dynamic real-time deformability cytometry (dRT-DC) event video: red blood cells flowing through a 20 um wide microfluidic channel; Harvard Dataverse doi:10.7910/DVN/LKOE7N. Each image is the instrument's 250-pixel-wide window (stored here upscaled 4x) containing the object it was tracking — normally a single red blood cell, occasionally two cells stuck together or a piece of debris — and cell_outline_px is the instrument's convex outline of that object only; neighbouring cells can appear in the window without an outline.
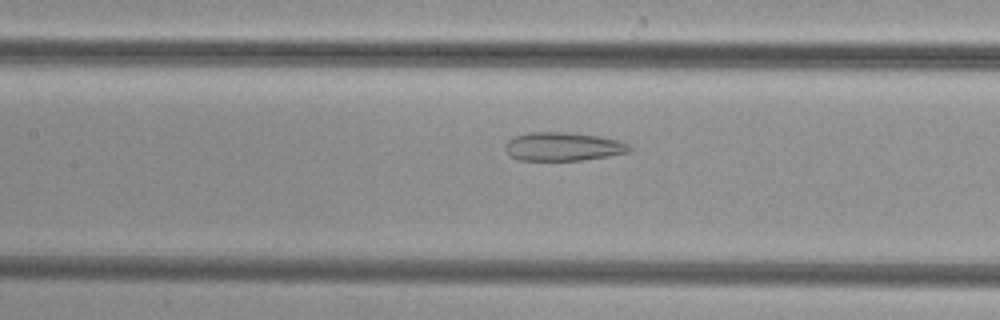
{"species": "common noctule bat (a hibernating species)", "species_latin": "Nyctalus noctula", "temperature_condition": "cold", "stored_images_in_passage": 38, "camera_frame_rate_fps": 3000, "um_per_image_px": 0.085, "animal": {"sex": "female", "body_mass_g": 29.2, "forearm_length_mm": 56.3}, "frame": {"image": 1, "passage_image": 15, "time_ms": 4.667, "image_size_px": [1000, 320], "cell_outline_px": [[632, 148], [628, 152], [608, 156], [580, 160], [520, 160], [508, 156], [504, 148], [504, 144], [508, 140], [516, 136], [528, 132], [568, 132], [600, 136], [620, 140], [628, 144]], "centroid_in_image_um": [47.83, 12.45], "position_along_channel_um": 159.6, "area_um2": 20.81}}
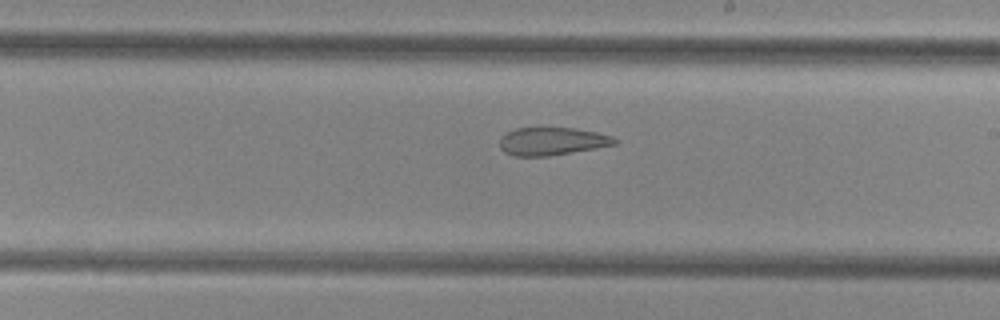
{"frame": {"image": 2, "passage_image": 21, "time_ms": 6.667, "image_size_px": [1000, 320], "cell_outline_px": [[616, 144], [596, 148], [548, 156], [516, 156], [504, 152], [500, 148], [500, 136], [516, 128], [540, 124], [576, 128], [596, 132], [612, 136], [616, 140]], "centroid_in_image_um": [46.87, 11.95], "position_along_channel_um": 242.1, "area_um2": 19.42}}
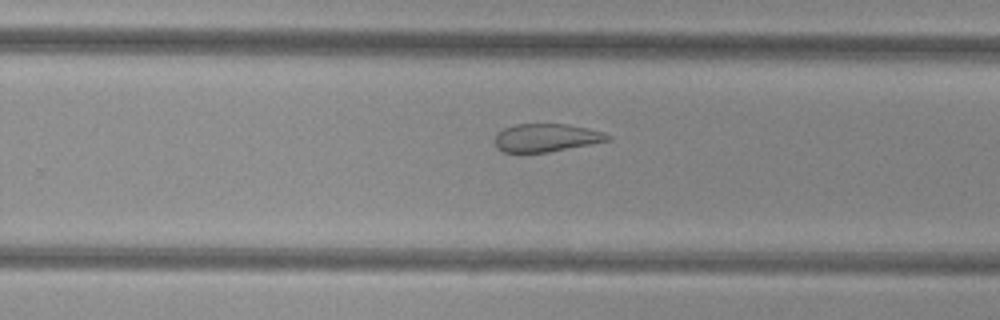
{"frame": {"image": 3, "passage_image": 24, "time_ms": 7.667, "image_size_px": [1000, 320], "cell_outline_px": [[612, 140], [592, 144], [548, 152], [504, 152], [496, 148], [496, 132], [504, 128], [516, 124], [568, 124], [588, 128], [604, 132], [612, 136]], "centroid_in_image_um": [46.47, 11.7], "position_along_channel_um": 283.3, "area_um2": 18.55}}